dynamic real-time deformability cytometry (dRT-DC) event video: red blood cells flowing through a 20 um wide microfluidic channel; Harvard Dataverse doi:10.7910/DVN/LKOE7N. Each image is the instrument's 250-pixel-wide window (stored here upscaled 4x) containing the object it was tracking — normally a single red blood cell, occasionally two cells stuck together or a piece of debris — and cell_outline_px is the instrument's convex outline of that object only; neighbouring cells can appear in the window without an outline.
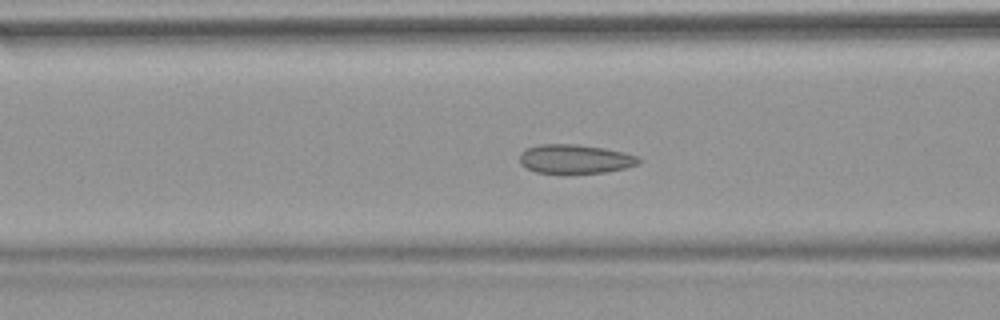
{"species": "common noctule bat (a hibernating species)", "species_latin": "Nyctalus noctula", "temperature_condition": "warm", "stored_images_in_passage": 52, "camera_frame_rate_fps": 3000, "um_per_image_px": 0.085, "animal": {"sex": "female", "body_mass_g": 18.4}, "frame": {"image": 1, "passage_image": 20, "time_ms": 6.333, "image_size_px": [1000, 320], "cell_outline_px": [[640, 160], [636, 164], [624, 168], [604, 172], [536, 172], [520, 164], [520, 152], [528, 148], [540, 144], [576, 144], [604, 148], [624, 152], [636, 156]], "centroid_in_image_um": [48.85, 13.49], "position_along_channel_um": 117.8, "area_um2": 19.65}}
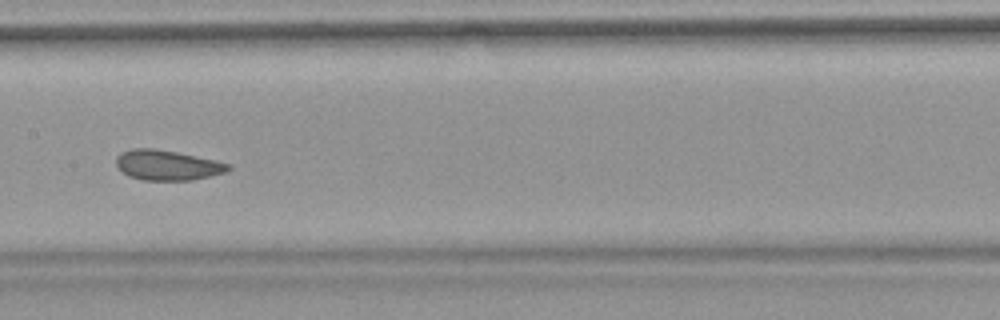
{"frame": {"image": 2, "passage_image": 26, "time_ms": 8.333, "image_size_px": [1000, 320], "cell_outline_px": [[232, 168], [224, 172], [192, 180], [144, 180], [128, 176], [116, 164], [116, 156], [120, 152], [132, 148], [152, 148], [176, 152], [216, 160], [232, 164]], "centroid_in_image_um": [14.22, 14.03], "position_along_channel_um": 193.2, "area_um2": 19.59}}
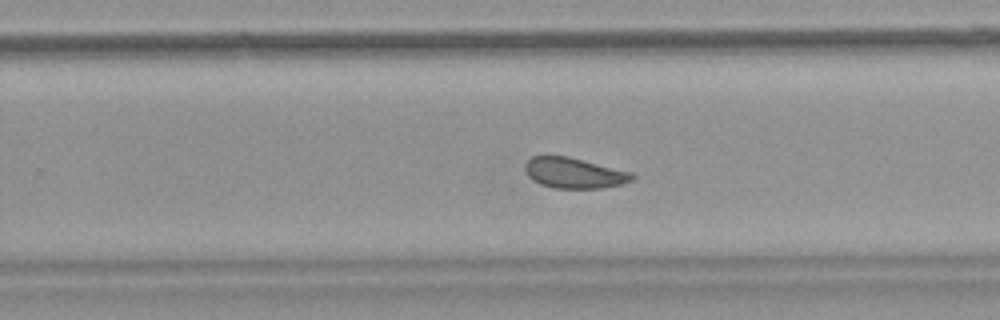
{"frame": {"image": 3, "passage_image": 33, "time_ms": 10.667, "image_size_px": [1000, 320], "cell_outline_px": [[636, 176], [632, 180], [624, 184], [600, 188], [552, 188], [540, 184], [532, 180], [528, 176], [524, 168], [524, 164], [532, 156], [568, 156], [632, 172]], "centroid_in_image_um": [48.8, 14.71], "position_along_channel_um": 281.0, "area_um2": 19.19}, "authors_computed_cell_mechanics": {"area_um2": 20.4901, "velocity_mm_per_s": 3.7873, "shape_relaxation_time_tau1_ms": 3.1943, "shape_relaxation_time_tau2_ms": 1.7006, "deformation_change_tau1": 0.0635, "deformation_change_tau2": 0.0727}}